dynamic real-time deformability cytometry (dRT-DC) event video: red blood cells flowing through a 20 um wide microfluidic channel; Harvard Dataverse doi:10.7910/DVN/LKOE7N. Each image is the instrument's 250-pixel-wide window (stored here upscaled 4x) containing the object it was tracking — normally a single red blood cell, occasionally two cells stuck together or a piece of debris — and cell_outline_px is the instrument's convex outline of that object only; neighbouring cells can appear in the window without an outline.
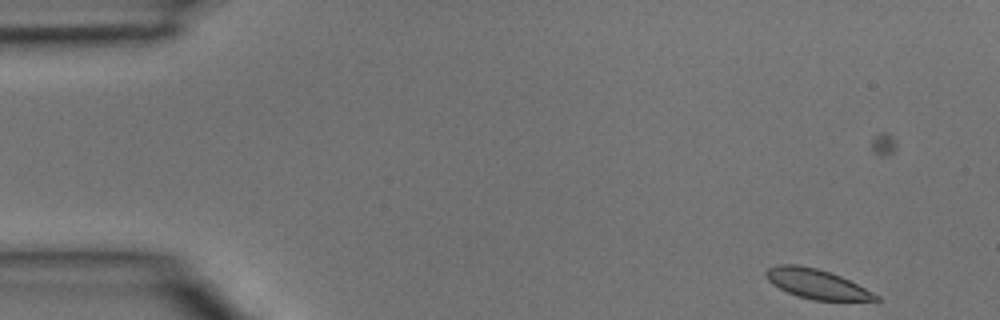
{"species": "common noctule bat (a hibernating species)", "species_latin": "Nyctalus noctula", "temperature_condition": "room temperature", "stored_images_in_passage": 5, "camera_frame_rate_fps": 3000, "um_per_image_px": 0.085, "animal": {"sex": "male", "body_mass_g": 15.6}, "frame": {"image": 1, "passage_image": 1, "time_ms": 0.0, "image_size_px": [1000, 320], "cell_outline_px": [[880, 300], [812, 300], [788, 292], [772, 284], [764, 276], [764, 272], [768, 268], [780, 264], [796, 264], [816, 268], [840, 276], [880, 296]], "centroid_in_image_um": [69.37, 24.12], "position_along_channel_um": 15.6, "area_um2": 18.55}}
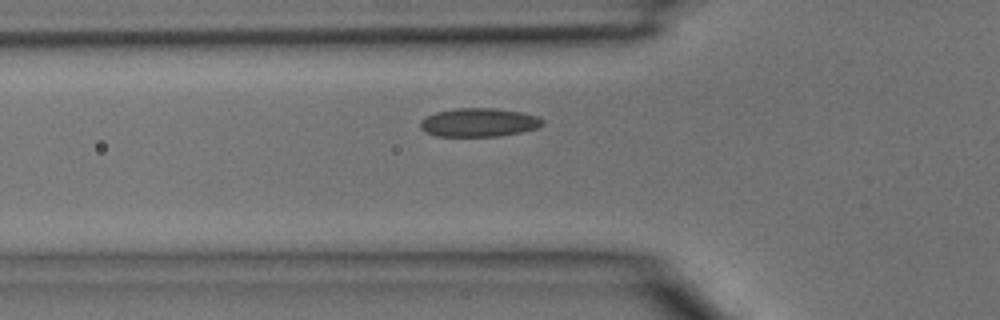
{"frame": {"image": 2, "passage_image": 5, "time_ms": 1.333, "image_size_px": [1000, 320], "cell_outline_px": [[544, 124], [536, 128], [520, 132], [500, 136], [436, 136], [424, 132], [420, 128], [420, 120], [436, 112], [452, 108], [496, 108], [520, 112], [536, 116], [544, 120]], "centroid_in_image_um": [40.67, 10.41], "position_along_channel_um": 85.1, "area_um2": 20.4}}